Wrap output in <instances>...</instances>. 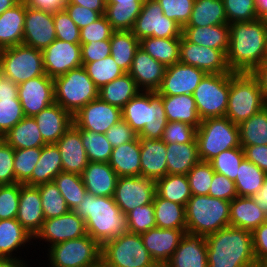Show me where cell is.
Returning a JSON list of instances; mask_svg holds the SVG:
<instances>
[{
    "instance_id": "40",
    "label": "cell",
    "mask_w": 267,
    "mask_h": 267,
    "mask_svg": "<svg viewBox=\"0 0 267 267\" xmlns=\"http://www.w3.org/2000/svg\"><path fill=\"white\" fill-rule=\"evenodd\" d=\"M111 55L119 68L128 73L136 51L140 48V40L132 31H114L110 38Z\"/></svg>"
},
{
    "instance_id": "70",
    "label": "cell",
    "mask_w": 267,
    "mask_h": 267,
    "mask_svg": "<svg viewBox=\"0 0 267 267\" xmlns=\"http://www.w3.org/2000/svg\"><path fill=\"white\" fill-rule=\"evenodd\" d=\"M243 149L245 158L267 173V145H251Z\"/></svg>"
},
{
    "instance_id": "50",
    "label": "cell",
    "mask_w": 267,
    "mask_h": 267,
    "mask_svg": "<svg viewBox=\"0 0 267 267\" xmlns=\"http://www.w3.org/2000/svg\"><path fill=\"white\" fill-rule=\"evenodd\" d=\"M79 133L89 162L109 163L113 147L105 134L83 129H79Z\"/></svg>"
},
{
    "instance_id": "27",
    "label": "cell",
    "mask_w": 267,
    "mask_h": 267,
    "mask_svg": "<svg viewBox=\"0 0 267 267\" xmlns=\"http://www.w3.org/2000/svg\"><path fill=\"white\" fill-rule=\"evenodd\" d=\"M34 119L47 144L56 143L73 124V116L55 102L35 115Z\"/></svg>"
},
{
    "instance_id": "38",
    "label": "cell",
    "mask_w": 267,
    "mask_h": 267,
    "mask_svg": "<svg viewBox=\"0 0 267 267\" xmlns=\"http://www.w3.org/2000/svg\"><path fill=\"white\" fill-rule=\"evenodd\" d=\"M153 207L157 228L182 229L186 233L185 206L161 198L156 193Z\"/></svg>"
},
{
    "instance_id": "61",
    "label": "cell",
    "mask_w": 267,
    "mask_h": 267,
    "mask_svg": "<svg viewBox=\"0 0 267 267\" xmlns=\"http://www.w3.org/2000/svg\"><path fill=\"white\" fill-rule=\"evenodd\" d=\"M53 18L56 39L72 44H80V29L71 20L65 10L54 12Z\"/></svg>"
},
{
    "instance_id": "56",
    "label": "cell",
    "mask_w": 267,
    "mask_h": 267,
    "mask_svg": "<svg viewBox=\"0 0 267 267\" xmlns=\"http://www.w3.org/2000/svg\"><path fill=\"white\" fill-rule=\"evenodd\" d=\"M128 232L142 234L156 228L153 202L138 206L126 214Z\"/></svg>"
},
{
    "instance_id": "23",
    "label": "cell",
    "mask_w": 267,
    "mask_h": 267,
    "mask_svg": "<svg viewBox=\"0 0 267 267\" xmlns=\"http://www.w3.org/2000/svg\"><path fill=\"white\" fill-rule=\"evenodd\" d=\"M166 67L139 48L128 74L143 91H157L163 81Z\"/></svg>"
},
{
    "instance_id": "77",
    "label": "cell",
    "mask_w": 267,
    "mask_h": 267,
    "mask_svg": "<svg viewBox=\"0 0 267 267\" xmlns=\"http://www.w3.org/2000/svg\"><path fill=\"white\" fill-rule=\"evenodd\" d=\"M258 19L267 11V0H254Z\"/></svg>"
},
{
    "instance_id": "33",
    "label": "cell",
    "mask_w": 267,
    "mask_h": 267,
    "mask_svg": "<svg viewBox=\"0 0 267 267\" xmlns=\"http://www.w3.org/2000/svg\"><path fill=\"white\" fill-rule=\"evenodd\" d=\"M166 161L168 174L187 175L200 161L196 138L190 143H166Z\"/></svg>"
},
{
    "instance_id": "41",
    "label": "cell",
    "mask_w": 267,
    "mask_h": 267,
    "mask_svg": "<svg viewBox=\"0 0 267 267\" xmlns=\"http://www.w3.org/2000/svg\"><path fill=\"white\" fill-rule=\"evenodd\" d=\"M181 38L147 37L140 40V48L165 67L179 62Z\"/></svg>"
},
{
    "instance_id": "22",
    "label": "cell",
    "mask_w": 267,
    "mask_h": 267,
    "mask_svg": "<svg viewBox=\"0 0 267 267\" xmlns=\"http://www.w3.org/2000/svg\"><path fill=\"white\" fill-rule=\"evenodd\" d=\"M55 144L60 152L63 172L81 175L89 160L81 141L79 128L72 124Z\"/></svg>"
},
{
    "instance_id": "73",
    "label": "cell",
    "mask_w": 267,
    "mask_h": 267,
    "mask_svg": "<svg viewBox=\"0 0 267 267\" xmlns=\"http://www.w3.org/2000/svg\"><path fill=\"white\" fill-rule=\"evenodd\" d=\"M251 74L257 79L264 98L267 101V58Z\"/></svg>"
},
{
    "instance_id": "11",
    "label": "cell",
    "mask_w": 267,
    "mask_h": 267,
    "mask_svg": "<svg viewBox=\"0 0 267 267\" xmlns=\"http://www.w3.org/2000/svg\"><path fill=\"white\" fill-rule=\"evenodd\" d=\"M230 91V73L206 74L193 93L198 116L225 117Z\"/></svg>"
},
{
    "instance_id": "62",
    "label": "cell",
    "mask_w": 267,
    "mask_h": 267,
    "mask_svg": "<svg viewBox=\"0 0 267 267\" xmlns=\"http://www.w3.org/2000/svg\"><path fill=\"white\" fill-rule=\"evenodd\" d=\"M197 129L179 121L168 122L162 135L165 143H190L196 138Z\"/></svg>"
},
{
    "instance_id": "57",
    "label": "cell",
    "mask_w": 267,
    "mask_h": 267,
    "mask_svg": "<svg viewBox=\"0 0 267 267\" xmlns=\"http://www.w3.org/2000/svg\"><path fill=\"white\" fill-rule=\"evenodd\" d=\"M228 24L258 19L254 0H223Z\"/></svg>"
},
{
    "instance_id": "51",
    "label": "cell",
    "mask_w": 267,
    "mask_h": 267,
    "mask_svg": "<svg viewBox=\"0 0 267 267\" xmlns=\"http://www.w3.org/2000/svg\"><path fill=\"white\" fill-rule=\"evenodd\" d=\"M37 187L45 219L58 217L70 211L54 181L37 185Z\"/></svg>"
},
{
    "instance_id": "29",
    "label": "cell",
    "mask_w": 267,
    "mask_h": 267,
    "mask_svg": "<svg viewBox=\"0 0 267 267\" xmlns=\"http://www.w3.org/2000/svg\"><path fill=\"white\" fill-rule=\"evenodd\" d=\"M267 221V215L251 197L237 196L230 202L229 226L253 232Z\"/></svg>"
},
{
    "instance_id": "18",
    "label": "cell",
    "mask_w": 267,
    "mask_h": 267,
    "mask_svg": "<svg viewBox=\"0 0 267 267\" xmlns=\"http://www.w3.org/2000/svg\"><path fill=\"white\" fill-rule=\"evenodd\" d=\"M55 40L53 13L26 6L22 44L42 51Z\"/></svg>"
},
{
    "instance_id": "78",
    "label": "cell",
    "mask_w": 267,
    "mask_h": 267,
    "mask_svg": "<svg viewBox=\"0 0 267 267\" xmlns=\"http://www.w3.org/2000/svg\"><path fill=\"white\" fill-rule=\"evenodd\" d=\"M20 0H0V15L3 14L7 9L12 8Z\"/></svg>"
},
{
    "instance_id": "30",
    "label": "cell",
    "mask_w": 267,
    "mask_h": 267,
    "mask_svg": "<svg viewBox=\"0 0 267 267\" xmlns=\"http://www.w3.org/2000/svg\"><path fill=\"white\" fill-rule=\"evenodd\" d=\"M26 5L20 0L0 15V50L23 42Z\"/></svg>"
},
{
    "instance_id": "69",
    "label": "cell",
    "mask_w": 267,
    "mask_h": 267,
    "mask_svg": "<svg viewBox=\"0 0 267 267\" xmlns=\"http://www.w3.org/2000/svg\"><path fill=\"white\" fill-rule=\"evenodd\" d=\"M252 236L256 262L267 261V221L257 227Z\"/></svg>"
},
{
    "instance_id": "39",
    "label": "cell",
    "mask_w": 267,
    "mask_h": 267,
    "mask_svg": "<svg viewBox=\"0 0 267 267\" xmlns=\"http://www.w3.org/2000/svg\"><path fill=\"white\" fill-rule=\"evenodd\" d=\"M228 24L223 0H195L188 23L184 27Z\"/></svg>"
},
{
    "instance_id": "79",
    "label": "cell",
    "mask_w": 267,
    "mask_h": 267,
    "mask_svg": "<svg viewBox=\"0 0 267 267\" xmlns=\"http://www.w3.org/2000/svg\"><path fill=\"white\" fill-rule=\"evenodd\" d=\"M146 0H107L106 3H145Z\"/></svg>"
},
{
    "instance_id": "8",
    "label": "cell",
    "mask_w": 267,
    "mask_h": 267,
    "mask_svg": "<svg viewBox=\"0 0 267 267\" xmlns=\"http://www.w3.org/2000/svg\"><path fill=\"white\" fill-rule=\"evenodd\" d=\"M140 234L124 233L101 245V267H157Z\"/></svg>"
},
{
    "instance_id": "6",
    "label": "cell",
    "mask_w": 267,
    "mask_h": 267,
    "mask_svg": "<svg viewBox=\"0 0 267 267\" xmlns=\"http://www.w3.org/2000/svg\"><path fill=\"white\" fill-rule=\"evenodd\" d=\"M53 81L55 103L72 116L89 102L98 98L99 89L83 66L71 69Z\"/></svg>"
},
{
    "instance_id": "28",
    "label": "cell",
    "mask_w": 267,
    "mask_h": 267,
    "mask_svg": "<svg viewBox=\"0 0 267 267\" xmlns=\"http://www.w3.org/2000/svg\"><path fill=\"white\" fill-rule=\"evenodd\" d=\"M81 178L88 193L94 196H114L118 175L109 163L89 162Z\"/></svg>"
},
{
    "instance_id": "48",
    "label": "cell",
    "mask_w": 267,
    "mask_h": 267,
    "mask_svg": "<svg viewBox=\"0 0 267 267\" xmlns=\"http://www.w3.org/2000/svg\"><path fill=\"white\" fill-rule=\"evenodd\" d=\"M53 181L65 199L69 209L74 211L80 202H82L87 192L81 175L60 172Z\"/></svg>"
},
{
    "instance_id": "53",
    "label": "cell",
    "mask_w": 267,
    "mask_h": 267,
    "mask_svg": "<svg viewBox=\"0 0 267 267\" xmlns=\"http://www.w3.org/2000/svg\"><path fill=\"white\" fill-rule=\"evenodd\" d=\"M42 147L14 150L15 183L25 184L39 161Z\"/></svg>"
},
{
    "instance_id": "12",
    "label": "cell",
    "mask_w": 267,
    "mask_h": 267,
    "mask_svg": "<svg viewBox=\"0 0 267 267\" xmlns=\"http://www.w3.org/2000/svg\"><path fill=\"white\" fill-rule=\"evenodd\" d=\"M183 28L164 16L161 6L156 0H146L138 15L133 34L142 40L147 37L181 38Z\"/></svg>"
},
{
    "instance_id": "45",
    "label": "cell",
    "mask_w": 267,
    "mask_h": 267,
    "mask_svg": "<svg viewBox=\"0 0 267 267\" xmlns=\"http://www.w3.org/2000/svg\"><path fill=\"white\" fill-rule=\"evenodd\" d=\"M142 92V93H141ZM122 109V119L139 134L145 125H149L150 91L141 90Z\"/></svg>"
},
{
    "instance_id": "58",
    "label": "cell",
    "mask_w": 267,
    "mask_h": 267,
    "mask_svg": "<svg viewBox=\"0 0 267 267\" xmlns=\"http://www.w3.org/2000/svg\"><path fill=\"white\" fill-rule=\"evenodd\" d=\"M164 16L176 21L182 28L188 23L195 0H156Z\"/></svg>"
},
{
    "instance_id": "16",
    "label": "cell",
    "mask_w": 267,
    "mask_h": 267,
    "mask_svg": "<svg viewBox=\"0 0 267 267\" xmlns=\"http://www.w3.org/2000/svg\"><path fill=\"white\" fill-rule=\"evenodd\" d=\"M18 98L24 116L34 117L55 102L53 79L48 75H42L20 83Z\"/></svg>"
},
{
    "instance_id": "32",
    "label": "cell",
    "mask_w": 267,
    "mask_h": 267,
    "mask_svg": "<svg viewBox=\"0 0 267 267\" xmlns=\"http://www.w3.org/2000/svg\"><path fill=\"white\" fill-rule=\"evenodd\" d=\"M109 165L118 177L141 176L140 141L138 137L112 149Z\"/></svg>"
},
{
    "instance_id": "15",
    "label": "cell",
    "mask_w": 267,
    "mask_h": 267,
    "mask_svg": "<svg viewBox=\"0 0 267 267\" xmlns=\"http://www.w3.org/2000/svg\"><path fill=\"white\" fill-rule=\"evenodd\" d=\"M179 62L204 70L207 74L232 73L227 64L226 54L222 50L191 43L183 35Z\"/></svg>"
},
{
    "instance_id": "19",
    "label": "cell",
    "mask_w": 267,
    "mask_h": 267,
    "mask_svg": "<svg viewBox=\"0 0 267 267\" xmlns=\"http://www.w3.org/2000/svg\"><path fill=\"white\" fill-rule=\"evenodd\" d=\"M207 73L181 62L166 67L162 84L157 92L162 96L193 95Z\"/></svg>"
},
{
    "instance_id": "1",
    "label": "cell",
    "mask_w": 267,
    "mask_h": 267,
    "mask_svg": "<svg viewBox=\"0 0 267 267\" xmlns=\"http://www.w3.org/2000/svg\"><path fill=\"white\" fill-rule=\"evenodd\" d=\"M229 28L228 67L232 72L251 73L266 59L267 28L259 19L234 22Z\"/></svg>"
},
{
    "instance_id": "26",
    "label": "cell",
    "mask_w": 267,
    "mask_h": 267,
    "mask_svg": "<svg viewBox=\"0 0 267 267\" xmlns=\"http://www.w3.org/2000/svg\"><path fill=\"white\" fill-rule=\"evenodd\" d=\"M140 141L141 176L157 181L168 174L166 143L162 139L138 137Z\"/></svg>"
},
{
    "instance_id": "35",
    "label": "cell",
    "mask_w": 267,
    "mask_h": 267,
    "mask_svg": "<svg viewBox=\"0 0 267 267\" xmlns=\"http://www.w3.org/2000/svg\"><path fill=\"white\" fill-rule=\"evenodd\" d=\"M63 172L59 149L55 143L42 146L41 155L31 178L25 183L29 186H37L52 182L57 174Z\"/></svg>"
},
{
    "instance_id": "46",
    "label": "cell",
    "mask_w": 267,
    "mask_h": 267,
    "mask_svg": "<svg viewBox=\"0 0 267 267\" xmlns=\"http://www.w3.org/2000/svg\"><path fill=\"white\" fill-rule=\"evenodd\" d=\"M240 145H267V106L239 125Z\"/></svg>"
},
{
    "instance_id": "55",
    "label": "cell",
    "mask_w": 267,
    "mask_h": 267,
    "mask_svg": "<svg viewBox=\"0 0 267 267\" xmlns=\"http://www.w3.org/2000/svg\"><path fill=\"white\" fill-rule=\"evenodd\" d=\"M215 171L208 161H199L187 173L192 195H208Z\"/></svg>"
},
{
    "instance_id": "20",
    "label": "cell",
    "mask_w": 267,
    "mask_h": 267,
    "mask_svg": "<svg viewBox=\"0 0 267 267\" xmlns=\"http://www.w3.org/2000/svg\"><path fill=\"white\" fill-rule=\"evenodd\" d=\"M87 235L85 221L73 210L58 217L45 219L34 238L45 239L53 246Z\"/></svg>"
},
{
    "instance_id": "60",
    "label": "cell",
    "mask_w": 267,
    "mask_h": 267,
    "mask_svg": "<svg viewBox=\"0 0 267 267\" xmlns=\"http://www.w3.org/2000/svg\"><path fill=\"white\" fill-rule=\"evenodd\" d=\"M19 197L20 183L0 186V220L16 218Z\"/></svg>"
},
{
    "instance_id": "2",
    "label": "cell",
    "mask_w": 267,
    "mask_h": 267,
    "mask_svg": "<svg viewBox=\"0 0 267 267\" xmlns=\"http://www.w3.org/2000/svg\"><path fill=\"white\" fill-rule=\"evenodd\" d=\"M74 212L85 221L87 234L100 245L128 232L127 217L114 197L94 196L86 192Z\"/></svg>"
},
{
    "instance_id": "76",
    "label": "cell",
    "mask_w": 267,
    "mask_h": 267,
    "mask_svg": "<svg viewBox=\"0 0 267 267\" xmlns=\"http://www.w3.org/2000/svg\"><path fill=\"white\" fill-rule=\"evenodd\" d=\"M15 258H0V267H27L25 262Z\"/></svg>"
},
{
    "instance_id": "67",
    "label": "cell",
    "mask_w": 267,
    "mask_h": 267,
    "mask_svg": "<svg viewBox=\"0 0 267 267\" xmlns=\"http://www.w3.org/2000/svg\"><path fill=\"white\" fill-rule=\"evenodd\" d=\"M105 136L114 148L121 144L135 140L138 137V134L124 119H121L105 133Z\"/></svg>"
},
{
    "instance_id": "5",
    "label": "cell",
    "mask_w": 267,
    "mask_h": 267,
    "mask_svg": "<svg viewBox=\"0 0 267 267\" xmlns=\"http://www.w3.org/2000/svg\"><path fill=\"white\" fill-rule=\"evenodd\" d=\"M267 106L257 79L251 73H230V91L226 115L239 125Z\"/></svg>"
},
{
    "instance_id": "24",
    "label": "cell",
    "mask_w": 267,
    "mask_h": 267,
    "mask_svg": "<svg viewBox=\"0 0 267 267\" xmlns=\"http://www.w3.org/2000/svg\"><path fill=\"white\" fill-rule=\"evenodd\" d=\"M164 267H208L205 236L186 232Z\"/></svg>"
},
{
    "instance_id": "74",
    "label": "cell",
    "mask_w": 267,
    "mask_h": 267,
    "mask_svg": "<svg viewBox=\"0 0 267 267\" xmlns=\"http://www.w3.org/2000/svg\"><path fill=\"white\" fill-rule=\"evenodd\" d=\"M107 0H67V4H76L89 8L92 11L99 12L101 15L105 14Z\"/></svg>"
},
{
    "instance_id": "75",
    "label": "cell",
    "mask_w": 267,
    "mask_h": 267,
    "mask_svg": "<svg viewBox=\"0 0 267 267\" xmlns=\"http://www.w3.org/2000/svg\"><path fill=\"white\" fill-rule=\"evenodd\" d=\"M251 198L257 206L267 215V173L264 178L262 187Z\"/></svg>"
},
{
    "instance_id": "25",
    "label": "cell",
    "mask_w": 267,
    "mask_h": 267,
    "mask_svg": "<svg viewBox=\"0 0 267 267\" xmlns=\"http://www.w3.org/2000/svg\"><path fill=\"white\" fill-rule=\"evenodd\" d=\"M16 219L34 238L45 220L37 186L20 184L19 207Z\"/></svg>"
},
{
    "instance_id": "42",
    "label": "cell",
    "mask_w": 267,
    "mask_h": 267,
    "mask_svg": "<svg viewBox=\"0 0 267 267\" xmlns=\"http://www.w3.org/2000/svg\"><path fill=\"white\" fill-rule=\"evenodd\" d=\"M32 238L16 218L0 220V258H11L14 250Z\"/></svg>"
},
{
    "instance_id": "34",
    "label": "cell",
    "mask_w": 267,
    "mask_h": 267,
    "mask_svg": "<svg viewBox=\"0 0 267 267\" xmlns=\"http://www.w3.org/2000/svg\"><path fill=\"white\" fill-rule=\"evenodd\" d=\"M168 122L179 121L196 129L201 123L193 95L162 96Z\"/></svg>"
},
{
    "instance_id": "72",
    "label": "cell",
    "mask_w": 267,
    "mask_h": 267,
    "mask_svg": "<svg viewBox=\"0 0 267 267\" xmlns=\"http://www.w3.org/2000/svg\"><path fill=\"white\" fill-rule=\"evenodd\" d=\"M0 99L19 100L18 85L3 76L0 78Z\"/></svg>"
},
{
    "instance_id": "10",
    "label": "cell",
    "mask_w": 267,
    "mask_h": 267,
    "mask_svg": "<svg viewBox=\"0 0 267 267\" xmlns=\"http://www.w3.org/2000/svg\"><path fill=\"white\" fill-rule=\"evenodd\" d=\"M49 247L51 267H101V245L88 234Z\"/></svg>"
},
{
    "instance_id": "52",
    "label": "cell",
    "mask_w": 267,
    "mask_h": 267,
    "mask_svg": "<svg viewBox=\"0 0 267 267\" xmlns=\"http://www.w3.org/2000/svg\"><path fill=\"white\" fill-rule=\"evenodd\" d=\"M82 66L98 89L125 74L115 63L112 56L99 61L82 63Z\"/></svg>"
},
{
    "instance_id": "9",
    "label": "cell",
    "mask_w": 267,
    "mask_h": 267,
    "mask_svg": "<svg viewBox=\"0 0 267 267\" xmlns=\"http://www.w3.org/2000/svg\"><path fill=\"white\" fill-rule=\"evenodd\" d=\"M0 69L3 77L17 85L46 75L42 51L24 44L0 50Z\"/></svg>"
},
{
    "instance_id": "7",
    "label": "cell",
    "mask_w": 267,
    "mask_h": 267,
    "mask_svg": "<svg viewBox=\"0 0 267 267\" xmlns=\"http://www.w3.org/2000/svg\"><path fill=\"white\" fill-rule=\"evenodd\" d=\"M198 155L201 161H210L227 149L240 147L239 126L227 117L206 118L196 131Z\"/></svg>"
},
{
    "instance_id": "54",
    "label": "cell",
    "mask_w": 267,
    "mask_h": 267,
    "mask_svg": "<svg viewBox=\"0 0 267 267\" xmlns=\"http://www.w3.org/2000/svg\"><path fill=\"white\" fill-rule=\"evenodd\" d=\"M244 158V149L240 146L224 150L209 162L216 173L225 175L230 180L235 181L239 165Z\"/></svg>"
},
{
    "instance_id": "59",
    "label": "cell",
    "mask_w": 267,
    "mask_h": 267,
    "mask_svg": "<svg viewBox=\"0 0 267 267\" xmlns=\"http://www.w3.org/2000/svg\"><path fill=\"white\" fill-rule=\"evenodd\" d=\"M24 117L19 100L0 99V136L6 134Z\"/></svg>"
},
{
    "instance_id": "47",
    "label": "cell",
    "mask_w": 267,
    "mask_h": 267,
    "mask_svg": "<svg viewBox=\"0 0 267 267\" xmlns=\"http://www.w3.org/2000/svg\"><path fill=\"white\" fill-rule=\"evenodd\" d=\"M266 173L246 158L239 165L235 182L238 196L251 197L262 187Z\"/></svg>"
},
{
    "instance_id": "14",
    "label": "cell",
    "mask_w": 267,
    "mask_h": 267,
    "mask_svg": "<svg viewBox=\"0 0 267 267\" xmlns=\"http://www.w3.org/2000/svg\"><path fill=\"white\" fill-rule=\"evenodd\" d=\"M121 119L120 108L108 104L98 97L73 116V124L79 129L105 134Z\"/></svg>"
},
{
    "instance_id": "37",
    "label": "cell",
    "mask_w": 267,
    "mask_h": 267,
    "mask_svg": "<svg viewBox=\"0 0 267 267\" xmlns=\"http://www.w3.org/2000/svg\"><path fill=\"white\" fill-rule=\"evenodd\" d=\"M140 92L135 80L125 73L99 89L98 97L108 104L122 109Z\"/></svg>"
},
{
    "instance_id": "17",
    "label": "cell",
    "mask_w": 267,
    "mask_h": 267,
    "mask_svg": "<svg viewBox=\"0 0 267 267\" xmlns=\"http://www.w3.org/2000/svg\"><path fill=\"white\" fill-rule=\"evenodd\" d=\"M42 55L45 74L52 79L82 66L81 44L56 39L42 50Z\"/></svg>"
},
{
    "instance_id": "66",
    "label": "cell",
    "mask_w": 267,
    "mask_h": 267,
    "mask_svg": "<svg viewBox=\"0 0 267 267\" xmlns=\"http://www.w3.org/2000/svg\"><path fill=\"white\" fill-rule=\"evenodd\" d=\"M80 44L82 63L103 60L111 55L110 39Z\"/></svg>"
},
{
    "instance_id": "71",
    "label": "cell",
    "mask_w": 267,
    "mask_h": 267,
    "mask_svg": "<svg viewBox=\"0 0 267 267\" xmlns=\"http://www.w3.org/2000/svg\"><path fill=\"white\" fill-rule=\"evenodd\" d=\"M26 6L34 9L58 12L64 10L67 0H21Z\"/></svg>"
},
{
    "instance_id": "68",
    "label": "cell",
    "mask_w": 267,
    "mask_h": 267,
    "mask_svg": "<svg viewBox=\"0 0 267 267\" xmlns=\"http://www.w3.org/2000/svg\"><path fill=\"white\" fill-rule=\"evenodd\" d=\"M64 10L79 29L90 25L102 16L99 12L76 4H66Z\"/></svg>"
},
{
    "instance_id": "3",
    "label": "cell",
    "mask_w": 267,
    "mask_h": 267,
    "mask_svg": "<svg viewBox=\"0 0 267 267\" xmlns=\"http://www.w3.org/2000/svg\"><path fill=\"white\" fill-rule=\"evenodd\" d=\"M205 240L208 267H252L256 262L251 231L228 226Z\"/></svg>"
},
{
    "instance_id": "13",
    "label": "cell",
    "mask_w": 267,
    "mask_h": 267,
    "mask_svg": "<svg viewBox=\"0 0 267 267\" xmlns=\"http://www.w3.org/2000/svg\"><path fill=\"white\" fill-rule=\"evenodd\" d=\"M156 194V181L143 176L118 177L114 200L126 215L138 206L153 202Z\"/></svg>"
},
{
    "instance_id": "36",
    "label": "cell",
    "mask_w": 267,
    "mask_h": 267,
    "mask_svg": "<svg viewBox=\"0 0 267 267\" xmlns=\"http://www.w3.org/2000/svg\"><path fill=\"white\" fill-rule=\"evenodd\" d=\"M2 139L14 150L37 148L47 144L43 140L34 117L26 116L6 134H4Z\"/></svg>"
},
{
    "instance_id": "4",
    "label": "cell",
    "mask_w": 267,
    "mask_h": 267,
    "mask_svg": "<svg viewBox=\"0 0 267 267\" xmlns=\"http://www.w3.org/2000/svg\"><path fill=\"white\" fill-rule=\"evenodd\" d=\"M230 201L192 195L185 207L186 232L207 236L229 226Z\"/></svg>"
},
{
    "instance_id": "64",
    "label": "cell",
    "mask_w": 267,
    "mask_h": 267,
    "mask_svg": "<svg viewBox=\"0 0 267 267\" xmlns=\"http://www.w3.org/2000/svg\"><path fill=\"white\" fill-rule=\"evenodd\" d=\"M0 184H15L14 149L3 139L0 140Z\"/></svg>"
},
{
    "instance_id": "65",
    "label": "cell",
    "mask_w": 267,
    "mask_h": 267,
    "mask_svg": "<svg viewBox=\"0 0 267 267\" xmlns=\"http://www.w3.org/2000/svg\"><path fill=\"white\" fill-rule=\"evenodd\" d=\"M208 195L230 202L238 196L235 182L216 172L213 175Z\"/></svg>"
},
{
    "instance_id": "44",
    "label": "cell",
    "mask_w": 267,
    "mask_h": 267,
    "mask_svg": "<svg viewBox=\"0 0 267 267\" xmlns=\"http://www.w3.org/2000/svg\"><path fill=\"white\" fill-rule=\"evenodd\" d=\"M144 3H106L105 17L114 31H132Z\"/></svg>"
},
{
    "instance_id": "31",
    "label": "cell",
    "mask_w": 267,
    "mask_h": 267,
    "mask_svg": "<svg viewBox=\"0 0 267 267\" xmlns=\"http://www.w3.org/2000/svg\"><path fill=\"white\" fill-rule=\"evenodd\" d=\"M182 35L191 43L222 50L225 54H227L229 49V24L205 27H183Z\"/></svg>"
},
{
    "instance_id": "63",
    "label": "cell",
    "mask_w": 267,
    "mask_h": 267,
    "mask_svg": "<svg viewBox=\"0 0 267 267\" xmlns=\"http://www.w3.org/2000/svg\"><path fill=\"white\" fill-rule=\"evenodd\" d=\"M113 32L107 18L102 15L98 20L80 29V43L108 40Z\"/></svg>"
},
{
    "instance_id": "49",
    "label": "cell",
    "mask_w": 267,
    "mask_h": 267,
    "mask_svg": "<svg viewBox=\"0 0 267 267\" xmlns=\"http://www.w3.org/2000/svg\"><path fill=\"white\" fill-rule=\"evenodd\" d=\"M168 123L164 110L162 95L157 91H150V116L149 125H145L138 137L148 139H161Z\"/></svg>"
},
{
    "instance_id": "21",
    "label": "cell",
    "mask_w": 267,
    "mask_h": 267,
    "mask_svg": "<svg viewBox=\"0 0 267 267\" xmlns=\"http://www.w3.org/2000/svg\"><path fill=\"white\" fill-rule=\"evenodd\" d=\"M184 234L182 229L156 227L140 235L151 258L157 265L164 266L171 259Z\"/></svg>"
},
{
    "instance_id": "43",
    "label": "cell",
    "mask_w": 267,
    "mask_h": 267,
    "mask_svg": "<svg viewBox=\"0 0 267 267\" xmlns=\"http://www.w3.org/2000/svg\"><path fill=\"white\" fill-rule=\"evenodd\" d=\"M156 193L166 200L186 207L192 197L187 175L167 174L156 181Z\"/></svg>"
},
{
    "instance_id": "80",
    "label": "cell",
    "mask_w": 267,
    "mask_h": 267,
    "mask_svg": "<svg viewBox=\"0 0 267 267\" xmlns=\"http://www.w3.org/2000/svg\"><path fill=\"white\" fill-rule=\"evenodd\" d=\"M259 20L265 25L267 28V11L259 18Z\"/></svg>"
}]
</instances>
